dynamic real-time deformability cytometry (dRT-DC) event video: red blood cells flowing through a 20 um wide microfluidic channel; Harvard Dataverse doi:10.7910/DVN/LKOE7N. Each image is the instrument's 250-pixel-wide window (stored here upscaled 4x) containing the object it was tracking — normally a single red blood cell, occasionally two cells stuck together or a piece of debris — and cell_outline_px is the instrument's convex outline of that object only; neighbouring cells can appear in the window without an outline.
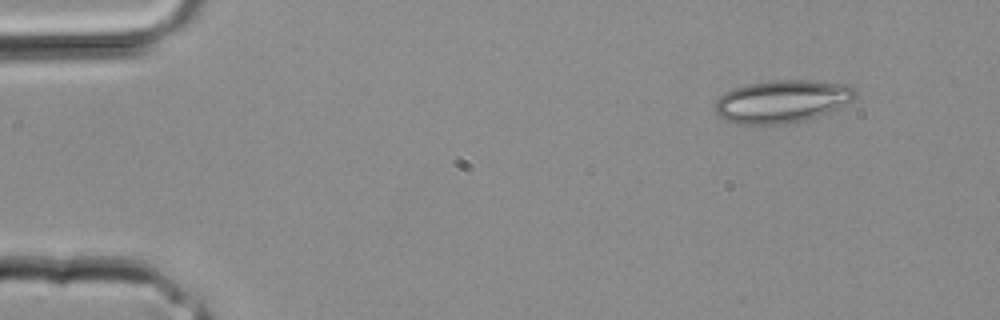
{"species": "common noctule bat (a hibernating species)", "species_latin": "Nyctalus noctula", "temperature_condition": "room temperature", "stored_images_in_passage": 2, "camera_frame_rate_fps": 3000, "um_per_image_px": 0.085, "animal": {"sex": "male", "body_mass_g": 20.4}, "frame": {"image": 1, "passage_image": 1, "time_ms": 0.0, "image_size_px": [1000, 320], "cell_outline_px": [[856, 96], [852, 100], [828, 112], [808, 120], [788, 124], [736, 124], [712, 112], [716, 100], [724, 92], [732, 88], [748, 84], [776, 80], [808, 80], [852, 84], [856, 88]], "centroid_in_image_um": [66.47, 8.61], "position_along_channel_um": 18.5, "area_um2": 35.26}}